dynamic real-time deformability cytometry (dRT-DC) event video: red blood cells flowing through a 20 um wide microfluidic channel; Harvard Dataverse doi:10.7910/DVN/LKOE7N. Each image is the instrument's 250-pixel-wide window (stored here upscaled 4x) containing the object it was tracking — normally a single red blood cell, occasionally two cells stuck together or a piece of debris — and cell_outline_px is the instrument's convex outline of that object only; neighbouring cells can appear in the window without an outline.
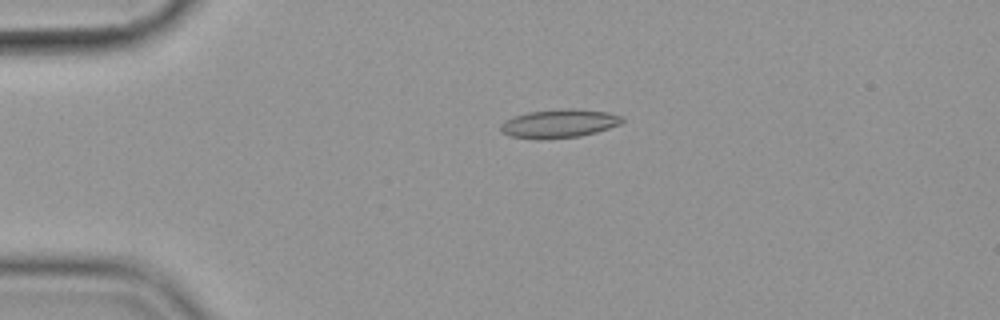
{"species": "common noctule bat (a hibernating species)", "species_latin": "Nyctalus noctula", "temperature_condition": "cold", "stored_images_in_passage": 44, "camera_frame_rate_fps": 3000, "um_per_image_px": 0.085, "animal": {"sex": "female", "body_mass_g": 19.9}, "frame": {"image": 1, "passage_image": 1, "time_ms": 0.0, "image_size_px": [1000, 320], "cell_outline_px": [[624, 120], [620, 124], [596, 132], [580, 136], [540, 140], [536, 140], [508, 136], [500, 128], [500, 124], [504, 120], [512, 116], [528, 112], [564, 108], [572, 108], [608, 112], [624, 116]], "centroid_in_image_um": [47.5, 10.5], "position_along_channel_um": 37.5, "area_um2": 20.52}}
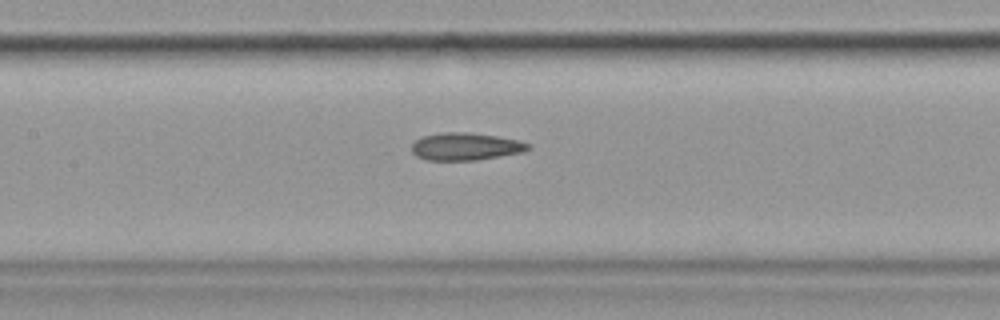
{"frame": {"image": 2, "passage_image": 15, "time_ms": 4.667, "image_size_px": [1000, 320], "cell_outline_px": [[532, 148], [524, 152], [476, 160], [428, 160], [416, 156], [412, 152], [412, 144], [416, 140], [424, 136], [440, 132], [468, 132], [496, 136], [520, 140], [532, 144]], "centroid_in_image_um": [39.62, 12.45], "position_along_channel_um": 167.8, "area_um2": 18.79}}
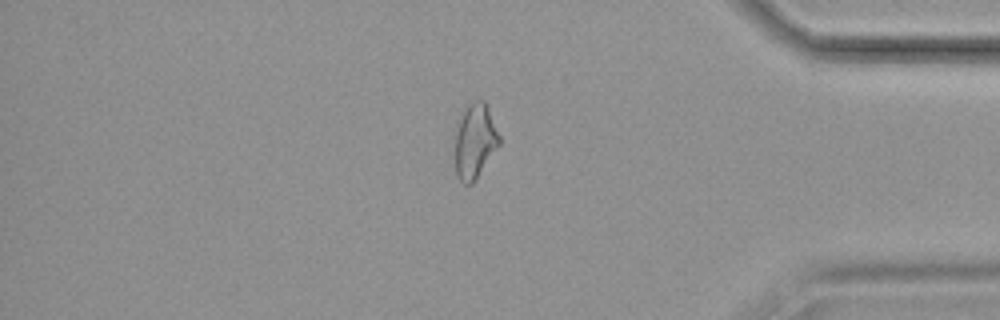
{"frame": {"image": 3, "passage_image": 36, "time_ms": 11.667, "image_size_px": [1000, 320], "cell_outline_px": [[500, 144], [472, 184], [464, 184], [456, 176], [456, 124], [464, 108], [472, 100], [484, 100], [488, 104], [500, 136]], "centroid_in_image_um": [40.38, 11.93], "position_along_channel_um": 394.8, "area_um2": 19.48}, "authors_computed_cell_mechanics": {"area_um2": 19.4208, "velocity_mm_per_s": 3.5956, "shape_relaxation_time_tau1_ms": null, "shape_relaxation_time_tau2_ms": 3.6221, "deformation_change_tau1": null, "deformation_change_tau2": 0.1141}}